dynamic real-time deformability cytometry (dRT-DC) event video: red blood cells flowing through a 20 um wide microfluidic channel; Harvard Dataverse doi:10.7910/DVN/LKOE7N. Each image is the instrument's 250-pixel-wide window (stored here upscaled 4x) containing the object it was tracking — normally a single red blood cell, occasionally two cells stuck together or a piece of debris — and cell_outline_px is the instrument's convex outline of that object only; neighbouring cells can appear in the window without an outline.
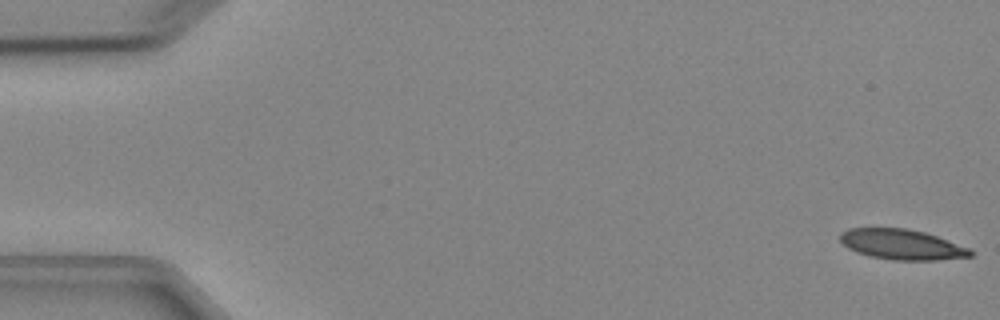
{"species": "Egyptian fruit bat (a non-hibernating species)", "species_latin": "Rousettus aegyptiacus", "temperature_condition": "cold", "stored_images_in_passage": 5, "camera_frame_rate_fps": 3000, "um_per_image_px": 0.085, "animal": {"sex": "female"}, "frame": {"image": 1, "passage_image": 1, "time_ms": 0.0, "image_size_px": [1000, 320], "cell_outline_px": [[972, 256], [936, 260], [892, 260], [872, 256], [856, 252], [848, 248], [840, 240], [840, 232], [848, 228], [908, 228], [924, 232], [936, 236], [968, 248], [972, 252]], "centroid_in_image_um": [76.61, 20.77], "position_along_channel_um": 8.4, "area_um2": 22.77}}
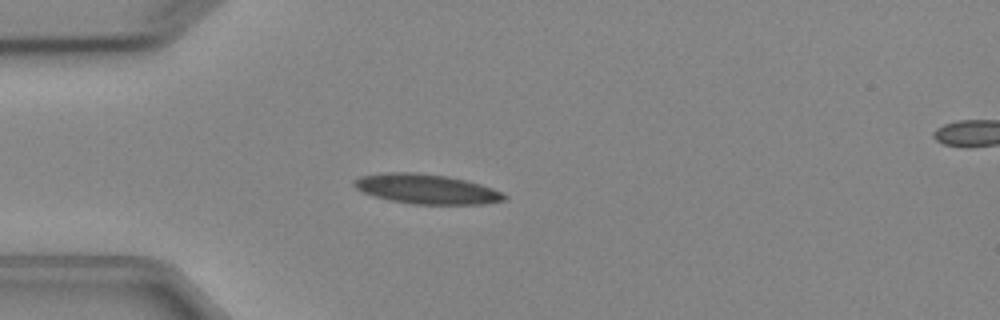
{"frame": {"image": 2, "passage_image": 4, "time_ms": 4.333, "image_size_px": [1000, 320], "cell_outline_px": [[508, 200], [484, 204], [412, 204], [388, 200], [364, 192], [356, 188], [352, 184], [352, 180], [360, 176], [380, 172], [416, 172], [448, 176], [480, 184], [492, 188], [508, 196]], "centroid_in_image_um": [36.24, 16.06], "position_along_channel_um": 48.8, "area_um2": 26.18}}